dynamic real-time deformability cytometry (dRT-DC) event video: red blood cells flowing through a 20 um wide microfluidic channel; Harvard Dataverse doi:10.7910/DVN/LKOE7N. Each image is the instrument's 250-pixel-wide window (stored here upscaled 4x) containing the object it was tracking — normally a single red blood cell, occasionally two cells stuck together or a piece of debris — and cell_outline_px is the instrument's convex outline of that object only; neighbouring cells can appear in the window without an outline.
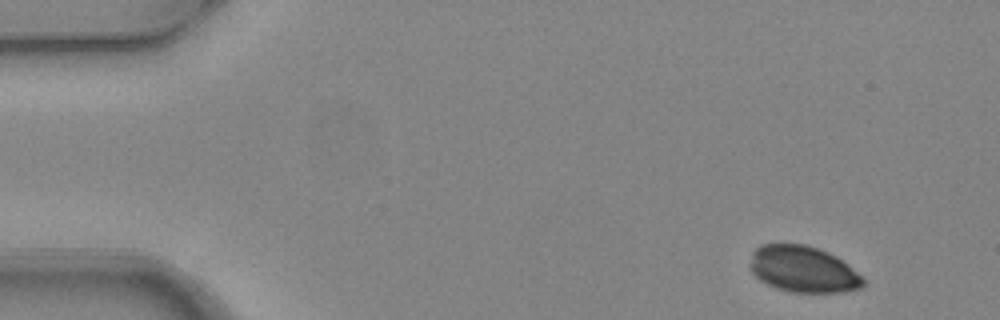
{"species": "common noctule bat (a hibernating species)", "species_latin": "Nyctalus noctula", "temperature_condition": "warm", "stored_images_in_passage": 5, "segment_of_instrument_passage": [1, 2], "camera_frame_rate_fps": 3000, "um_per_image_px": 0.085, "animal": {"sex": "female", "body_mass_g": 24.6, "forearm_length_mm": 56.2}, "frame": {"image": 1, "passage_image": 1, "time_ms": 0.0, "image_size_px": [1000, 320], "cell_outline_px": [[864, 284], [860, 288], [844, 292], [788, 292], [776, 288], [760, 280], [752, 272], [752, 252], [760, 244], [804, 244], [828, 252], [836, 256], [848, 264], [864, 280]], "centroid_in_image_um": [68.27, 22.89], "position_along_channel_um": 16.7, "area_um2": 30.29}}